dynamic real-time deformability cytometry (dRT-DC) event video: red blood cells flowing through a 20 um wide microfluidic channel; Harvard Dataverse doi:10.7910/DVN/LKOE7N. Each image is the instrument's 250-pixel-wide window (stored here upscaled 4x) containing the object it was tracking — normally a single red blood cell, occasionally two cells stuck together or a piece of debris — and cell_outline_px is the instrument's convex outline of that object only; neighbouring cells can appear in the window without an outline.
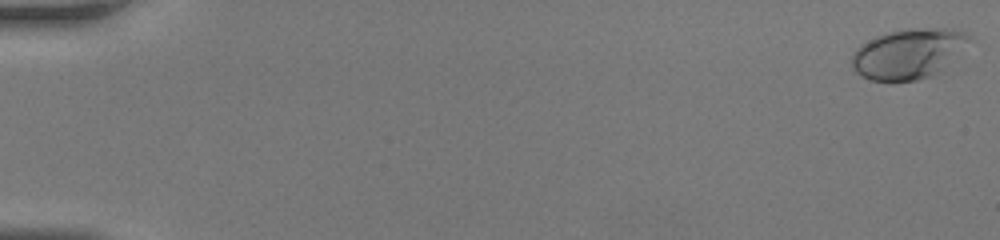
{"species": "human", "species_latin": "Homo sapiens", "temperature_condition": "room temperature", "stored_images_in_passage": 49, "camera_frame_rate_fps": 3000, "um_per_image_px": 0.085, "donor": {"sex": "female"}, "frame": {"image": 1, "passage_image": 1, "time_ms": 0.0, "image_size_px": [1000, 240], "cell_outline_px": [[968, 36], [940, 72], [916, 80], [868, 80], [860, 76], [852, 68], [852, 56], [856, 48], [860, 44], [876, 36], [888, 32], [908, 28], [944, 28], [964, 32]], "centroid_in_image_um": [77.06, 4.56], "position_along_channel_um": 7.9, "area_um2": 33.18}}
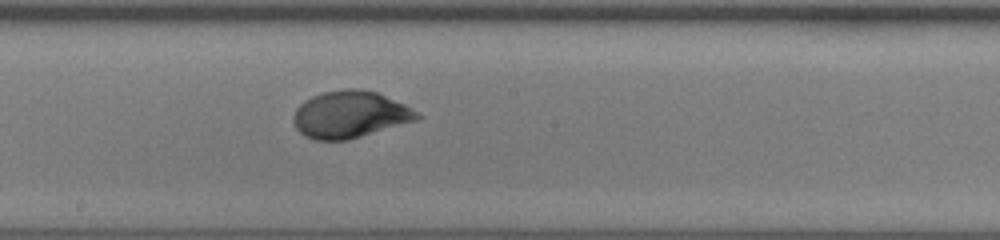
{"frame": {"image": 2, "passage_image": 29, "time_ms": 9.333, "image_size_px": [1000, 240], "cell_outline_px": [[424, 116], [416, 120], [348, 140], [316, 140], [304, 136], [296, 128], [292, 120], [292, 116], [296, 108], [304, 100], [312, 96], [324, 92], [348, 88], [360, 88], [376, 92], [404, 104]], "centroid_in_image_um": [29.72, 9.73], "position_along_channel_um": 218.5, "area_um2": 33.81}}
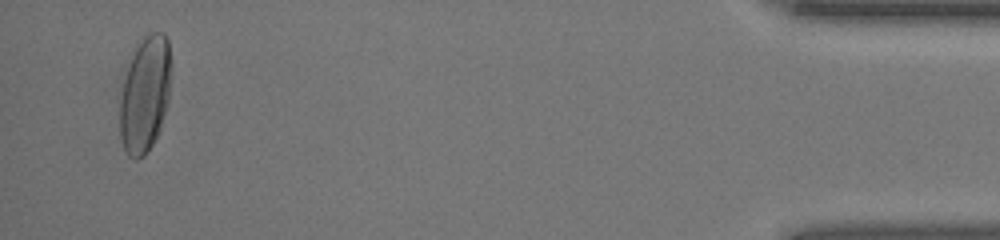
{"frame": {"image": 3, "passage_image": 48, "time_ms": 15.667, "image_size_px": [1000, 240], "cell_outline_px": [[168, 104], [160, 128], [152, 144], [144, 156], [136, 160], [128, 156], [124, 148], [120, 136], [120, 100], [124, 80], [132, 56], [136, 48], [144, 36], [148, 32], [164, 32], [168, 40]], "centroid_in_image_um": [12.3, 8.06], "position_along_channel_um": 422.9, "area_um2": 33.81}}